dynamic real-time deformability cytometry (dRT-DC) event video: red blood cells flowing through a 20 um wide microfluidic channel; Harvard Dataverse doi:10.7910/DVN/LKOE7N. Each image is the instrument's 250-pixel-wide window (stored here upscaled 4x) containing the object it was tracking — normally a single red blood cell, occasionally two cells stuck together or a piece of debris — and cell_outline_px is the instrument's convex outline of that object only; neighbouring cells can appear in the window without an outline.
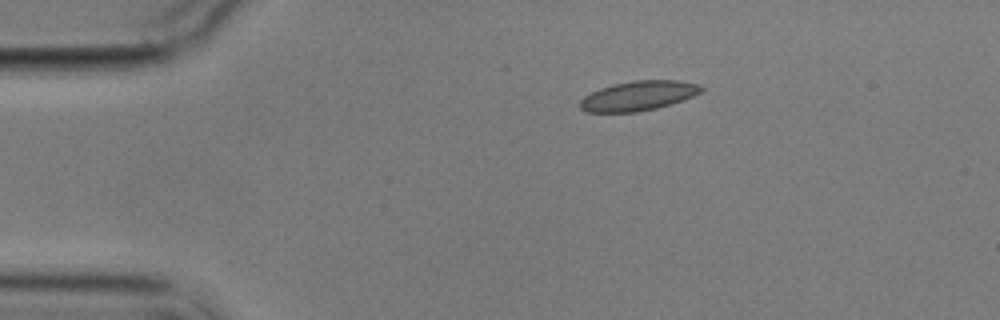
{"species": "common noctule bat (a hibernating species)", "species_latin": "Nyctalus noctula", "temperature_condition": "cold", "stored_images_in_passage": 4, "camera_frame_rate_fps": 3000, "um_per_image_px": 0.085, "animal": {"sex": "male", "body_mass_g": 17.9}, "frame": {"image": 1, "passage_image": 1, "time_ms": 0.0, "image_size_px": [1000, 320], "cell_outline_px": [[704, 88], [700, 92], [692, 96], [672, 104], [656, 108], [636, 112], [588, 112], [580, 108], [580, 100], [584, 96], [600, 88], [612, 84], [632, 80], [676, 80], [696, 84]], "centroid_in_image_um": [54.23, 8.14], "position_along_channel_um": 30.8, "area_um2": 20.81}}
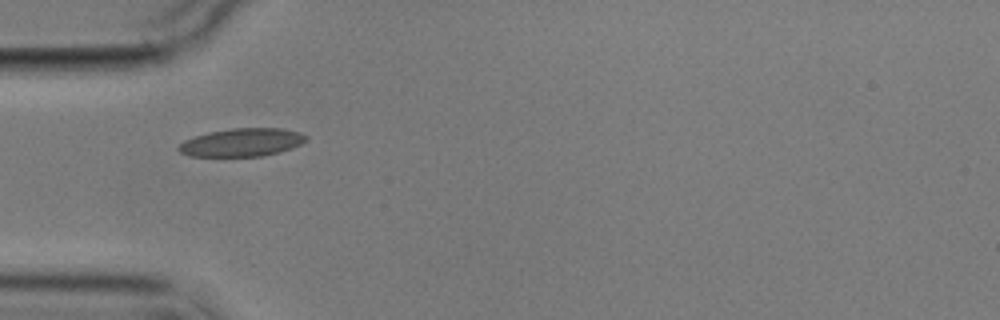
{"frame": {"image": 2, "passage_image": 3, "time_ms": 2.333, "image_size_px": [1000, 320], "cell_outline_px": [[308, 140], [300, 144], [280, 152], [264, 156], [192, 156], [180, 152], [176, 148], [184, 140], [208, 132], [232, 128], [280, 128], [300, 132], [308, 136]], "centroid_in_image_um": [20.58, 12.1], "position_along_channel_um": 64.4, "area_um2": 20.87}}
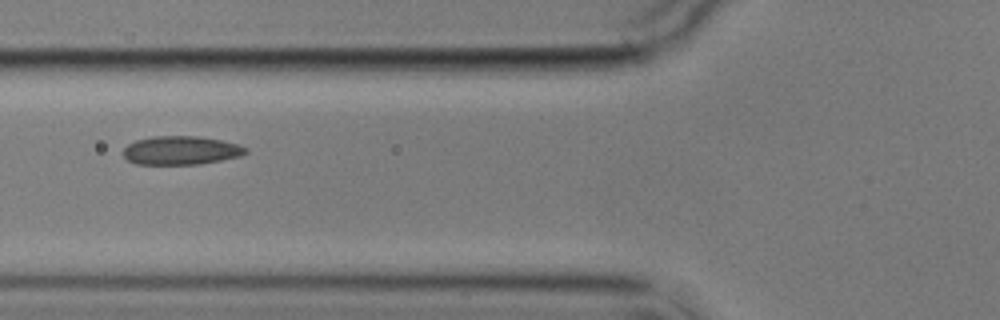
{"frame": {"image": 3, "passage_image": 4, "time_ms": 3.667, "image_size_px": [1000, 320], "cell_outline_px": [[248, 152], [240, 156], [200, 164], [136, 164], [128, 160], [124, 156], [124, 148], [128, 144], [136, 140], [152, 136], [196, 136], [220, 140], [236, 144], [248, 148]], "centroid_in_image_um": [15.37, 12.78], "position_along_channel_um": 110.4, "area_um2": 20.29}}